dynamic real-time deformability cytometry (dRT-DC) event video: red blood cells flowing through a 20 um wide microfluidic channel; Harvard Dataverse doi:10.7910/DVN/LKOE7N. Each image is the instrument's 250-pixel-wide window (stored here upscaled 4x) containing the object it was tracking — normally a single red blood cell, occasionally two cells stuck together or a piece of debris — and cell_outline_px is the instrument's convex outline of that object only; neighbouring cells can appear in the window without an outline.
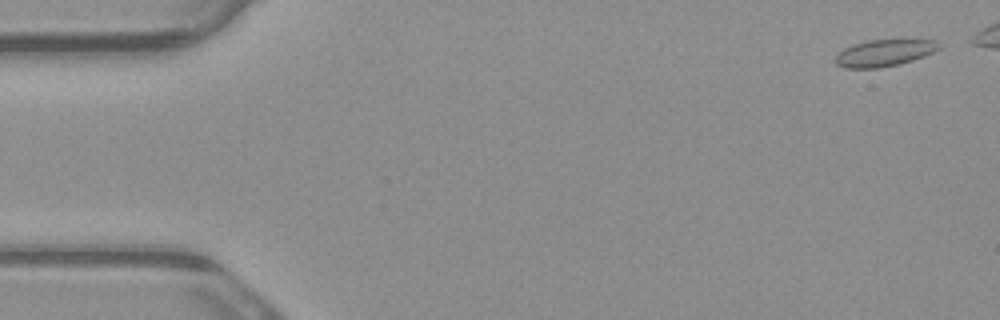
{"species": "common noctule bat (a hibernating species)", "species_latin": "Nyctalus noctula", "temperature_condition": "warm", "stored_images_in_passage": 4, "camera_frame_rate_fps": 3000, "um_per_image_px": 0.085, "animal": {"sex": "male", "body_mass_g": 23.1, "forearm_length_mm": 52.7}, "frame": {"image": 1, "passage_image": 1, "time_ms": 0.0, "image_size_px": [1000, 320], "cell_outline_px": [[940, 48], [924, 56], [900, 64], [880, 68], [844, 68], [836, 64], [832, 60], [844, 48], [868, 40], [936, 40], [940, 44]], "centroid_in_image_um": [75.14, 4.51], "position_along_channel_um": 9.9, "area_um2": 16.07}}